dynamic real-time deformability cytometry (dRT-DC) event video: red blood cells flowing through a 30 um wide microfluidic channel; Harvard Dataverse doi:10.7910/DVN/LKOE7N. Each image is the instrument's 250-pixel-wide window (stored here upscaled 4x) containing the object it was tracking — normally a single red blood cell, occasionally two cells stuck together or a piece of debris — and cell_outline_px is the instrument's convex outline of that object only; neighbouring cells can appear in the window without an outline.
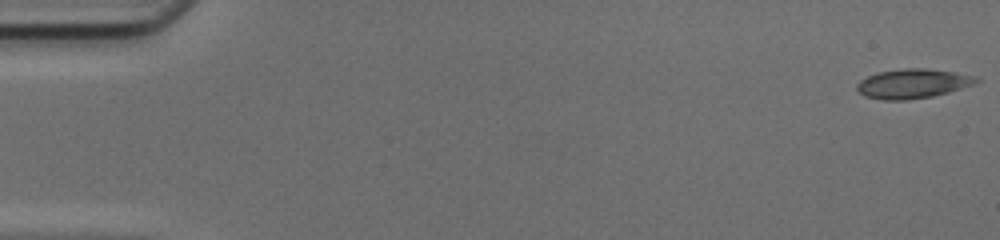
{"species": "common noctule bat (a hibernating species)", "species_latin": "Nyctalus noctula", "temperature_condition": "cold", "stored_images_in_passage": 9, "camera_frame_rate_fps": 3000, "um_per_image_px": 0.085, "animal": {"sex": "female", "body_mass_g": 17.0, "forearm_length_mm": 48.0}, "frame": {"image": 1, "passage_image": 1, "time_ms": 0.0, "image_size_px": [1000, 240], "cell_outline_px": [[980, 80], [972, 84], [948, 92], [932, 96], [908, 100], [880, 100], [864, 96], [856, 88], [856, 84], [860, 80], [876, 72], [904, 68], [928, 68], [976, 76]], "centroid_in_image_um": [77.53, 7.11], "position_along_channel_um": 7.5, "area_um2": 20.4}}